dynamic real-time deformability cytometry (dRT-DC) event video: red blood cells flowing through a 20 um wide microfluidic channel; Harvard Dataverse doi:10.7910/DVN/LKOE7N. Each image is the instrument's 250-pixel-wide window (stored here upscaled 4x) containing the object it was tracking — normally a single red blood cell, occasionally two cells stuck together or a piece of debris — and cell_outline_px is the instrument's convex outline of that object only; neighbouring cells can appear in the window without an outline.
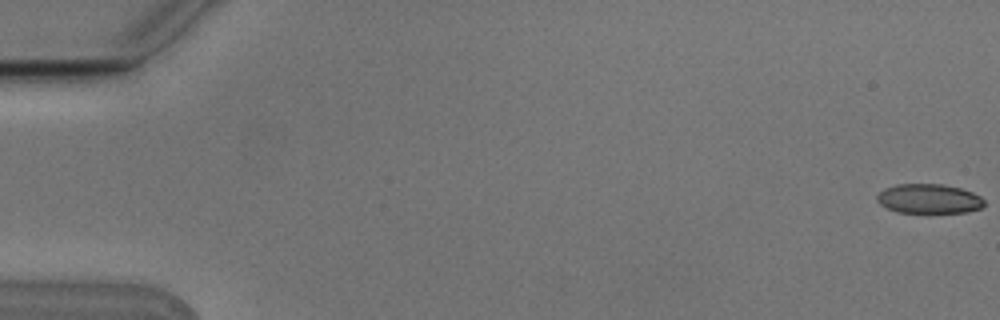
{"species": "Egyptian fruit bat (a non-hibernating species)", "species_latin": "Rousettus aegyptiacus", "temperature_condition": "cold", "stored_images_in_passage": 9, "camera_frame_rate_fps": 3000, "um_per_image_px": 0.085, "animal": {"sex": "male"}, "frame": {"image": 1, "passage_image": 1, "time_ms": 0.0, "image_size_px": [1000, 320], "cell_outline_px": [[984, 204], [980, 208], [968, 212], [896, 212], [880, 204], [876, 200], [876, 196], [884, 188], [896, 184], [940, 184], [960, 188], [972, 192], [980, 196], [984, 200]], "centroid_in_image_um": [78.94, 16.89], "position_along_channel_um": 6.1, "area_um2": 18.32}}
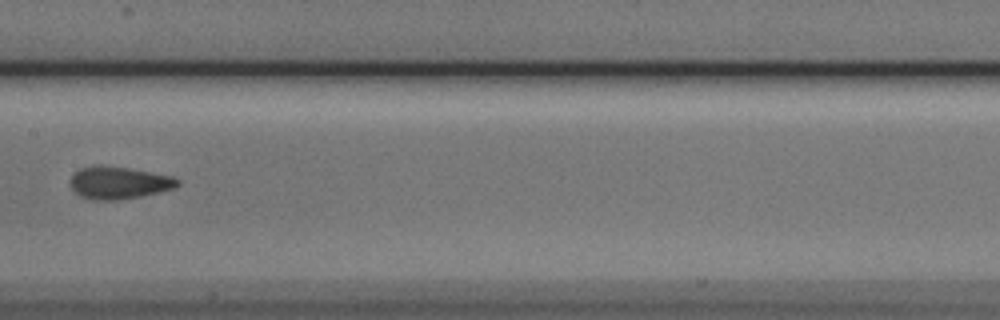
{"frame": {"image": 2, "passage_image": 8, "time_ms": 2.333, "image_size_px": [1000, 320], "cell_outline_px": [[180, 184], [172, 188], [156, 192], [120, 200], [92, 200], [80, 196], [72, 188], [68, 180], [80, 168], [100, 164], [128, 168], [172, 176], [180, 180]], "centroid_in_image_um": [10.05, 15.52], "position_along_channel_um": 197.3, "area_um2": 20.11}}
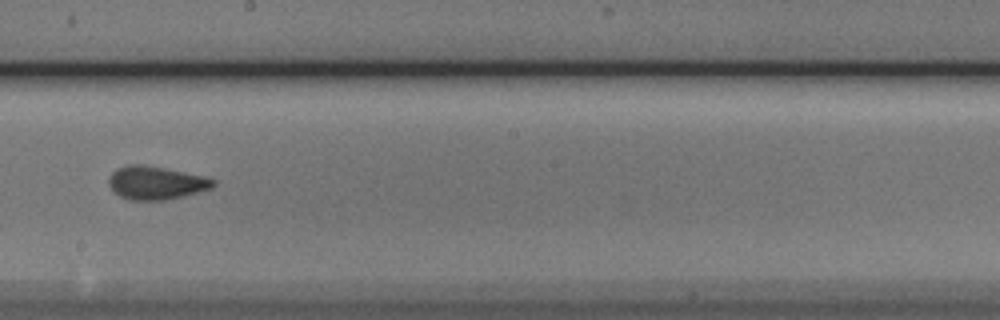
{"frame": {"image": 3, "passage_image": 9, "time_ms": 2.667, "image_size_px": [1000, 320], "cell_outline_px": [[216, 184], [212, 188], [184, 196], [164, 200], [132, 200], [120, 196], [108, 184], [108, 176], [116, 168], [128, 164], [144, 164], [164, 168], [200, 176], [216, 180]], "centroid_in_image_um": [13.22, 15.53], "position_along_channel_um": 235.0, "area_um2": 20.11}}